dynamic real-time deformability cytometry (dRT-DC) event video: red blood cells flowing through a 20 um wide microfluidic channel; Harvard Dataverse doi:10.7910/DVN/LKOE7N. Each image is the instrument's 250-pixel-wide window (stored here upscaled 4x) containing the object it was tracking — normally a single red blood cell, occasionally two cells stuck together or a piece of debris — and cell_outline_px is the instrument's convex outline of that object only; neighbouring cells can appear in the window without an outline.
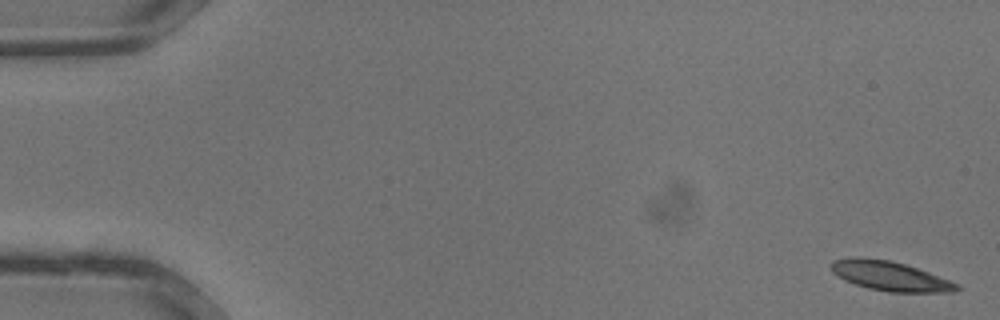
{"species": "common noctule bat (a hibernating species)", "species_latin": "Nyctalus noctula", "temperature_condition": "warm", "stored_images_in_passage": 35, "camera_frame_rate_fps": 3000, "um_per_image_px": 0.085, "animal": {"sex": "male", "body_mass_g": 13.3}, "frame": {"image": 1, "passage_image": 1, "time_ms": 0.0, "image_size_px": [1000, 320], "cell_outline_px": [[964, 288], [956, 292], [888, 292], [868, 288], [844, 280], [832, 272], [828, 264], [832, 260], [848, 256], [864, 256], [892, 260], [928, 272], [960, 284]], "centroid_in_image_um": [75.62, 23.44], "position_along_channel_um": 9.4, "area_um2": 22.14}}
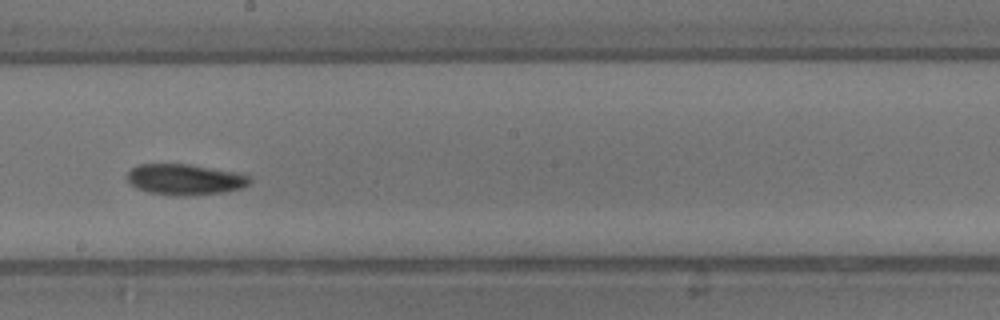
{"frame": {"image": 2, "passage_image": 20, "time_ms": 6.333, "image_size_px": [1000, 320], "cell_outline_px": [[252, 180], [244, 188], [220, 192], [184, 196], [148, 192], [136, 188], [128, 180], [128, 172], [132, 168], [140, 164], [192, 164], [236, 172], [252, 176]], "centroid_in_image_um": [15.76, 15.24], "position_along_channel_um": 232.4, "area_um2": 21.96}}
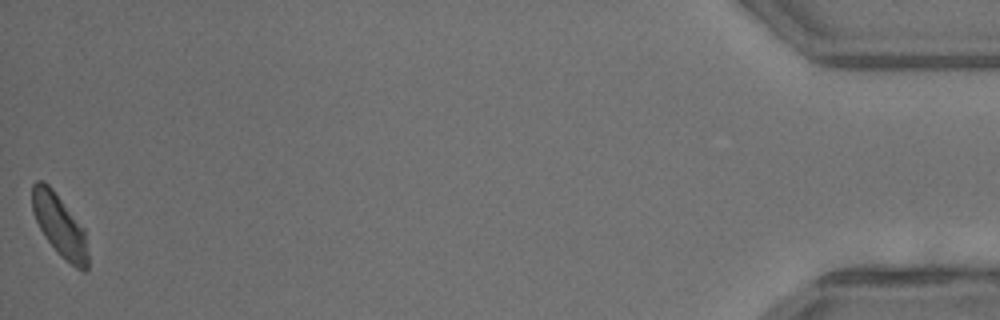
{"frame": {"image": 3, "passage_image": 35, "time_ms": 11.333, "image_size_px": [1000, 320], "cell_outline_px": [[88, 268], [84, 272], [76, 268], [60, 256], [44, 236], [32, 212], [32, 184], [36, 180], [44, 180], [52, 188], [84, 228], [88, 252]], "centroid_in_image_um": [5.07, 19.17], "position_along_channel_um": 430.1, "area_um2": 20.23}}